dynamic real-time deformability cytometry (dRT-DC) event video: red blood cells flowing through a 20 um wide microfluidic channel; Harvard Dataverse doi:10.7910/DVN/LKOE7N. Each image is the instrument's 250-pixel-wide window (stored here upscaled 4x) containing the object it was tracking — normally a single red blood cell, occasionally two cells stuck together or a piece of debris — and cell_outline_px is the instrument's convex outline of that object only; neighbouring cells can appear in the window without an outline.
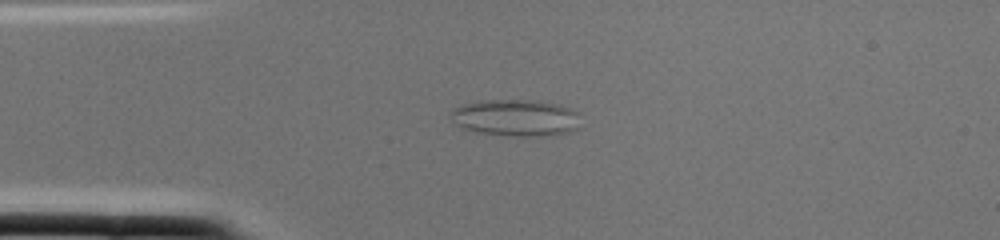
{"species": "common noctule bat (a hibernating species)", "species_latin": "Nyctalus noctula", "temperature_condition": "cold", "stored_images_in_passage": 2, "camera_frame_rate_fps": 3000, "um_per_image_px": 0.085, "animal": {"sex": "female", "body_mass_g": 22.0, "forearm_length_mm": 56.7}, "frame": {"image": 1, "passage_image": 1, "time_ms": 0.0, "image_size_px": [1000, 240], "cell_outline_px": [[580, 128], [568, 132], [548, 136], [516, 136], [476, 132], [460, 128], [452, 120], [452, 108], [460, 104], [484, 100], [528, 100], [560, 104], [576, 112]], "centroid_in_image_um": [43.81, 10.01], "position_along_channel_um": 41.2, "area_um2": 27.86}}